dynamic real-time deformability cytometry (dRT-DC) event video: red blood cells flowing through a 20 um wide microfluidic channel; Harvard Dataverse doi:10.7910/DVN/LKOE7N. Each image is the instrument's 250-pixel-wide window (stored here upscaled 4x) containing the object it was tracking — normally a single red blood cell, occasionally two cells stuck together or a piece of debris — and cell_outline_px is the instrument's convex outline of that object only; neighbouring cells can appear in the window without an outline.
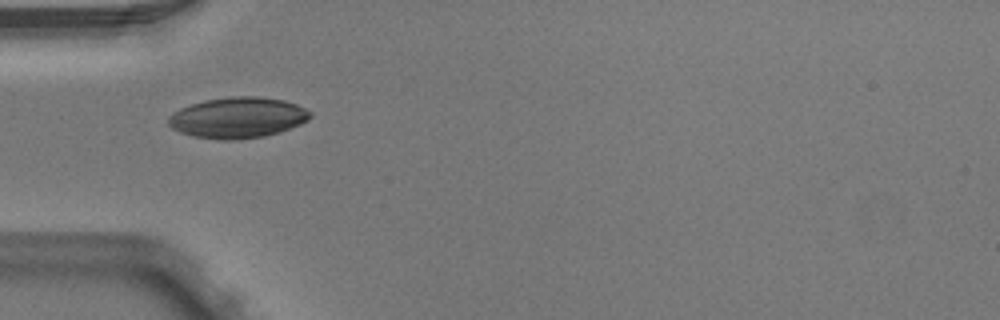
{"species": "Egyptian fruit bat (a non-hibernating species)", "species_latin": "Rousettus aegyptiacus", "temperature_condition": "warm", "stored_images_in_passage": 5, "camera_frame_rate_fps": 3000, "um_per_image_px": 0.085, "animal": {"sex": "male"}, "frame": {"image": 1, "passage_image": 3, "time_ms": 0.667, "image_size_px": [1000, 320], "cell_outline_px": [[312, 116], [308, 120], [300, 124], [280, 132], [264, 136], [236, 140], [220, 140], [192, 136], [180, 132], [172, 128], [168, 124], [168, 116], [172, 112], [180, 108], [204, 100], [232, 96], [256, 96], [284, 100], [296, 104], [312, 112]], "centroid_in_image_um": [20.2, 10.0], "position_along_channel_um": 64.8, "area_um2": 33.93}}
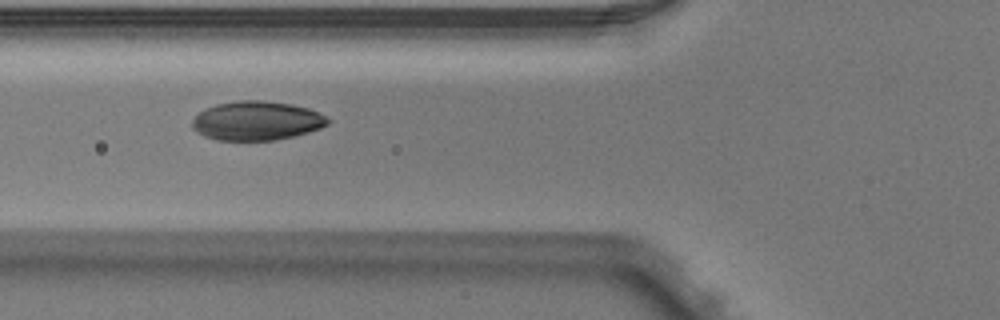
{"frame": {"image": 2, "passage_image": 4, "time_ms": 1.0, "image_size_px": [1000, 320], "cell_outline_px": [[332, 120], [328, 124], [320, 128], [296, 136], [276, 140], [216, 140], [204, 136], [196, 132], [192, 128], [192, 120], [204, 108], [216, 104], [240, 100], [264, 100], [292, 104], [308, 108]], "centroid_in_image_um": [21.8, 10.26], "position_along_channel_um": 104.0, "area_um2": 31.04}}